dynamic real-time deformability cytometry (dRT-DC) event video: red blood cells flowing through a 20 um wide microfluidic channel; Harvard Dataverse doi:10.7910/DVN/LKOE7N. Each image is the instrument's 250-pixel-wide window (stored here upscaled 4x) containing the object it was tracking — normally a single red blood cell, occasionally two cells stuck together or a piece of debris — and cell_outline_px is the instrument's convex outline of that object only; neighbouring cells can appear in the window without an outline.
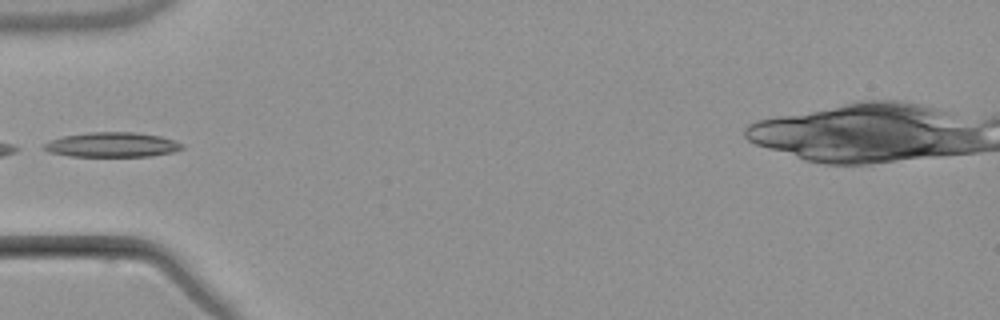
{"species": "common noctule bat (a hibernating species)", "species_latin": "Nyctalus noctula", "temperature_condition": "warm", "stored_images_in_passage": 1, "camera_frame_rate_fps": 3000, "um_per_image_px": 0.085, "animal": {"sex": "male", "body_mass_g": 21.5, "forearm_length_mm": 52.0}, "frame": {"image": 1, "passage_image": 1, "time_ms": 0.0, "image_size_px": [1000, 320], "cell_outline_px": [[184, 148], [172, 152], [152, 156], [72, 156], [48, 152], [40, 148], [44, 144], [52, 140], [64, 136], [88, 132], [136, 132], [160, 136], [176, 140], [184, 144]], "centroid_in_image_um": [9.55, 12.3], "position_along_channel_um": 75.4, "area_um2": 20.0}}